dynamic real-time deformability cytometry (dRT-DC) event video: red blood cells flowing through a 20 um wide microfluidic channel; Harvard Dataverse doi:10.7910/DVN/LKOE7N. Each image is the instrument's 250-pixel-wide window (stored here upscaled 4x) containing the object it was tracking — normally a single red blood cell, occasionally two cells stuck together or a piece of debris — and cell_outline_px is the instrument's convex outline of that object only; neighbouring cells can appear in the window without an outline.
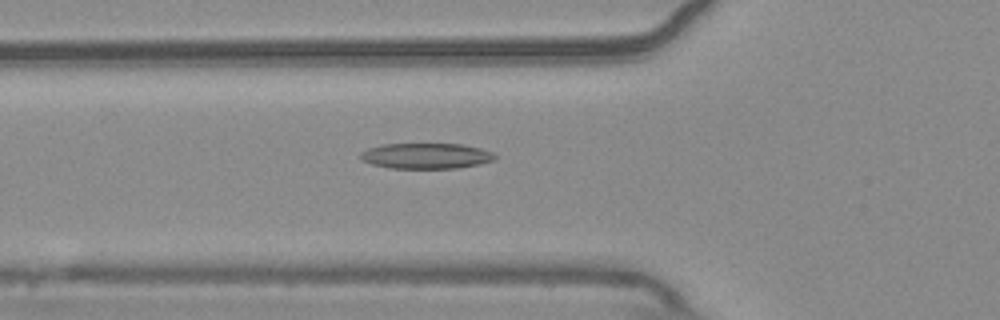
{"species": "common noctule bat (a hibernating species)", "species_latin": "Nyctalus noctula", "temperature_condition": "warm", "stored_images_in_passage": 53, "camera_frame_rate_fps": 3000, "um_per_image_px": 0.085, "animal": {"sex": "male", "body_mass_g": 20.4}, "frame": {"image": 1, "passage_image": 18, "time_ms": 5.667, "image_size_px": [1000, 320], "cell_outline_px": [[496, 156], [492, 160], [480, 164], [460, 168], [388, 168], [372, 164], [360, 160], [360, 152], [368, 148], [384, 144], [464, 144], [480, 148], [492, 152]], "centroid_in_image_um": [36.19, 13.25], "position_along_channel_um": 89.6, "area_um2": 20.11}}
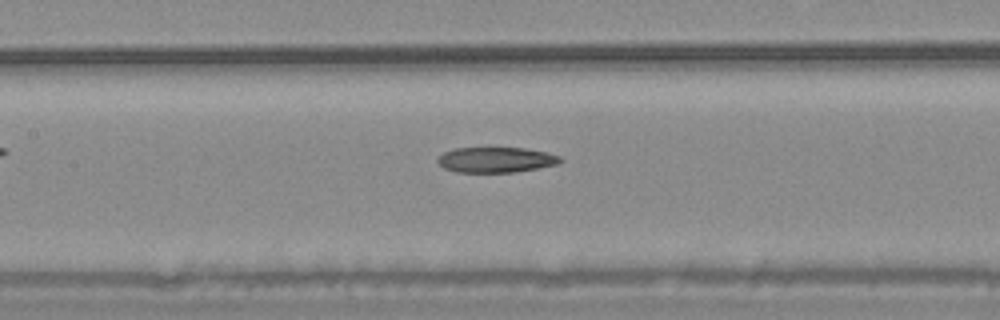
{"frame": {"image": 2, "passage_image": 24, "time_ms": 7.667, "image_size_px": [1000, 320], "cell_outline_px": [[564, 160], [560, 164], [516, 172], [456, 172], [444, 168], [436, 160], [444, 152], [452, 148], [524, 148], [548, 152], [560, 156]], "centroid_in_image_um": [42.2, 13.58], "position_along_channel_um": 165.2, "area_um2": 18.26}}
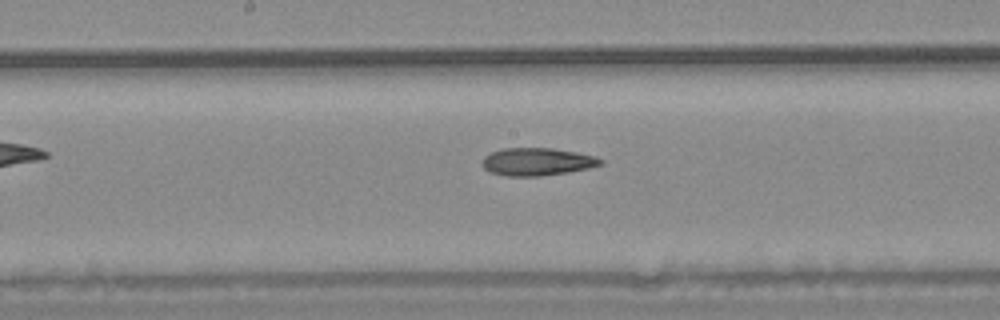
{"frame": {"image": 3, "passage_image": 27, "time_ms": 8.667, "image_size_px": [1000, 320], "cell_outline_px": [[604, 164], [588, 168], [568, 172], [540, 176], [504, 176], [488, 172], [484, 168], [480, 160], [484, 156], [492, 152], [504, 148], [552, 148], [576, 152], [596, 156], [604, 160]], "centroid_in_image_um": [45.64, 13.75], "position_along_channel_um": 202.6, "area_um2": 19.31}, "authors_computed_cell_mechanics": {"area_um2": 20.1144, "velocity_mm_per_s": 3.7368, "shape_relaxation_time_tau1_ms": null, "shape_relaxation_time_tau2_ms": 5.7302, "deformation_change_tau1": null, "deformation_change_tau2": 0.1625}}